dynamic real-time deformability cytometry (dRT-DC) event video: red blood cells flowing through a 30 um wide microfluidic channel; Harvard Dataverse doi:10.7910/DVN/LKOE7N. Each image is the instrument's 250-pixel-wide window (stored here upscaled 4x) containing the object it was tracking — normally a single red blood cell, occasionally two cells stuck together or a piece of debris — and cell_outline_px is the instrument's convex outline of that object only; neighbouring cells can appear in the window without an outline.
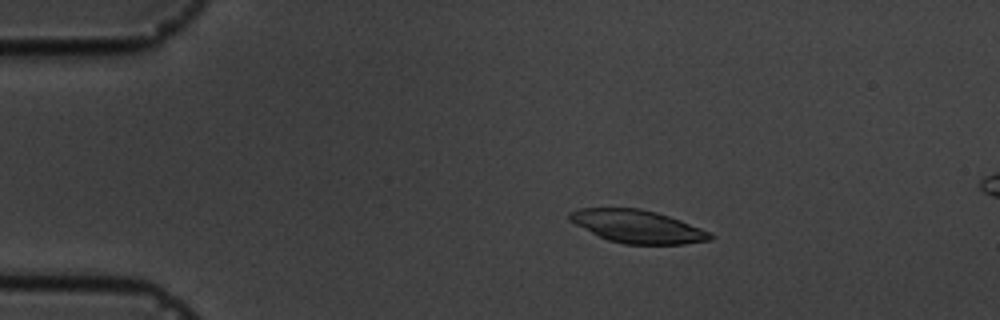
{"species": "common noctule bat (a hibernating species)", "species_latin": "Nyctalus noctula", "temperature_condition": "cold", "stored_images_in_passage": 8, "camera_frame_rate_fps": 3000, "um_per_image_px": 0.085, "animal": {"sex": "male", "body_mass_g": 19.5, "forearm_length_mm": 54.6}, "frame": {"image": 1, "passage_image": 3, "time_ms": 2.333, "image_size_px": [1000, 320], "cell_outline_px": [[716, 236], [712, 240], [684, 244], [624, 244], [608, 240], [568, 220], [568, 212], [580, 208], [640, 208], [656, 212], [680, 220], [700, 228]], "centroid_in_image_um": [54.19, 19.25], "position_along_channel_um": 30.8, "area_um2": 26.76}}
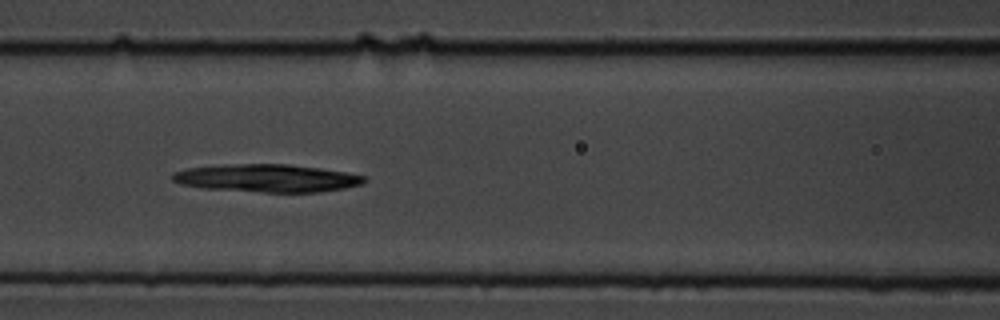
{"frame": {"image": 2, "passage_image": 7, "time_ms": 7.0, "image_size_px": [1000, 320], "cell_outline_px": [[368, 180], [364, 184], [344, 188], [320, 192], [264, 192], [200, 188], [180, 184], [172, 180], [172, 172], [188, 168], [224, 164], [288, 164], [320, 168], [348, 172], [368, 176]], "centroid_in_image_um": [22.73, 15.14], "position_along_channel_um": 143.9, "area_um2": 31.44}}
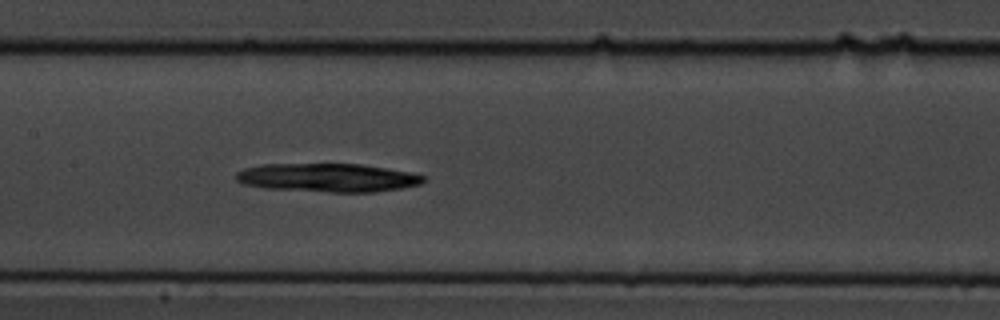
{"frame": {"image": 3, "passage_image": 8, "time_ms": 8.0, "image_size_px": [1000, 320], "cell_outline_px": [[424, 180], [420, 184], [400, 188], [376, 192], [328, 192], [264, 188], [244, 184], [236, 180], [236, 172], [244, 168], [264, 164], [360, 164], [412, 172], [424, 176]], "centroid_in_image_um": [27.84, 15.1], "position_along_channel_um": 179.6, "area_um2": 31.15}}